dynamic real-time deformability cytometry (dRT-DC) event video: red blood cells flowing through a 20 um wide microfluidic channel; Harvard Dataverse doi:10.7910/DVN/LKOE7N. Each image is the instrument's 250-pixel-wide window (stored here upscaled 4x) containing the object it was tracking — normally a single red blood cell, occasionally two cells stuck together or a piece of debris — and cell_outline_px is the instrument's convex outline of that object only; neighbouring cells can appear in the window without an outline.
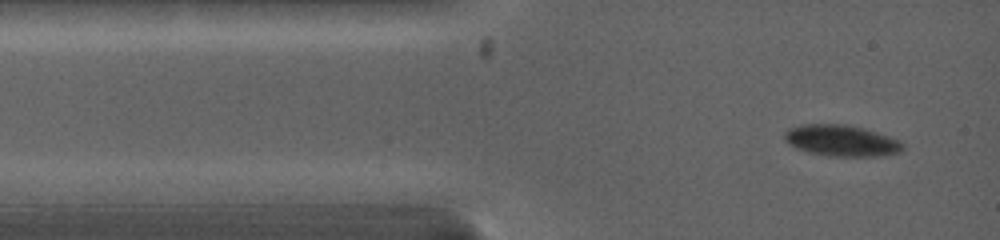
{"species": "common noctule bat (a hibernating species)", "species_latin": "Nyctalus noctula", "temperature_condition": "warm", "stored_images_in_passage": 54, "camera_frame_rate_fps": 5000, "um_per_image_px": 0.085, "animal": {"sex": "female", "body_mass_g": 19.0, "forearm_length_mm": 53.3}, "frame": {"image": 1, "passage_image": 1, "time_ms": 0.0, "image_size_px": [1000, 240], "cell_outline_px": [[904, 148], [900, 152], [880, 156], [828, 156], [808, 152], [796, 148], [788, 144], [784, 140], [784, 132], [788, 128], [800, 124], [848, 124], [864, 128], [900, 140], [904, 144]], "centroid_in_image_um": [71.5, 11.94], "position_along_channel_um": 13.5, "area_um2": 21.79}}
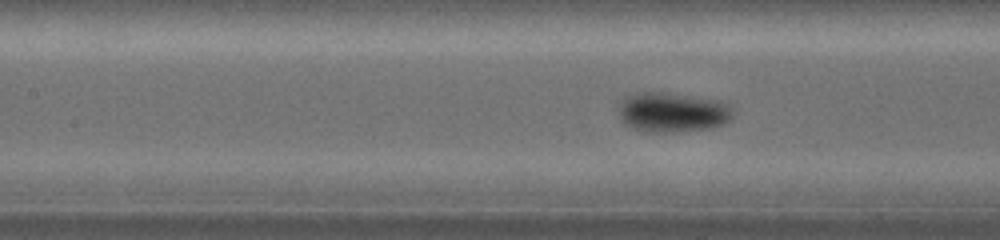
{"frame": {"image": 2, "passage_image": 16, "time_ms": 4.2, "image_size_px": [1000, 240], "cell_outline_px": [[732, 116], [724, 124], [712, 128], [672, 132], [648, 132], [632, 128], [624, 124], [620, 116], [620, 104], [624, 96], [640, 92], [664, 92], [724, 100], [732, 108]], "centroid_in_image_um": [57.18, 9.53], "position_along_channel_um": 150.2, "area_um2": 26.76}}
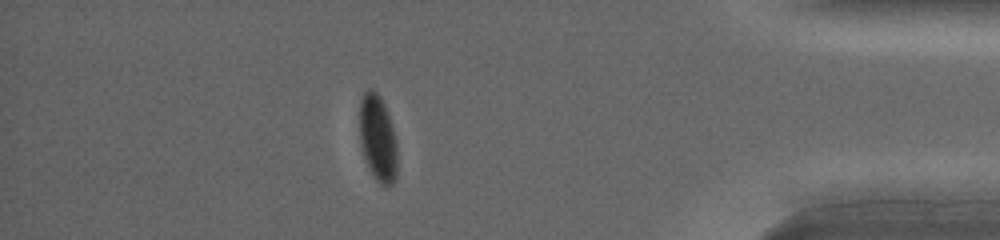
{"frame": {"image": 3, "passage_image": 39, "time_ms": 11.4, "image_size_px": [1000, 240], "cell_outline_px": [[396, 180], [392, 184], [380, 184], [376, 180], [364, 156], [360, 144], [360, 100], [364, 92], [368, 88], [372, 88], [380, 96], [384, 104], [396, 140]], "centroid_in_image_um": [32.1, 11.72], "position_along_channel_um": 403.1, "area_um2": 18.67}, "authors_computed_cell_mechanics": {"area_um2": 22.4553, "velocity_mm_per_s": 4.0853, "shape_relaxation_time_tau1_ms": 2.8272, "shape_relaxation_time_tau2_ms": null, "deformation_change_tau1": 0.1113, "deformation_change_tau2": null}}